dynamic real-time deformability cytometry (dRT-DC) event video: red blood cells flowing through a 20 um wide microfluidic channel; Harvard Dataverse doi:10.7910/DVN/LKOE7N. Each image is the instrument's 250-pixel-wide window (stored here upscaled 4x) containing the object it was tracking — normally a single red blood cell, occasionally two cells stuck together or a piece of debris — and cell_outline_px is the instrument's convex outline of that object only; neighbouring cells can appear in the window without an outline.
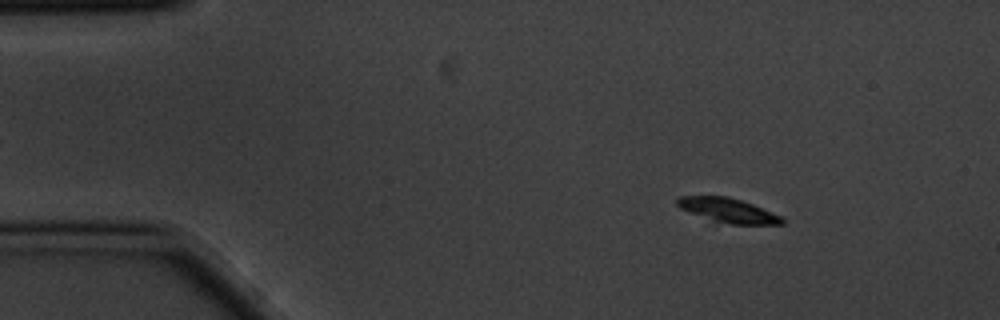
{"species": "common noctule bat (a hibernating species)", "species_latin": "Nyctalus noctula", "temperature_condition": "cold", "stored_images_in_passage": 7, "camera_frame_rate_fps": 3000, "um_per_image_px": 0.085, "animal": {"sex": "male", "body_mass_g": 20.1, "forearm_length_mm": 53.5}, "frame": {"image": 1, "passage_image": 3, "time_ms": 0.667, "image_size_px": [1000, 320], "cell_outline_px": [[784, 224], [732, 224], [712, 220], [688, 212], [680, 208], [676, 204], [676, 200], [680, 196], [728, 196], [752, 204], [780, 216], [784, 220]], "centroid_in_image_um": [61.85, 17.87], "position_along_channel_um": 23.2, "area_um2": 14.62}}
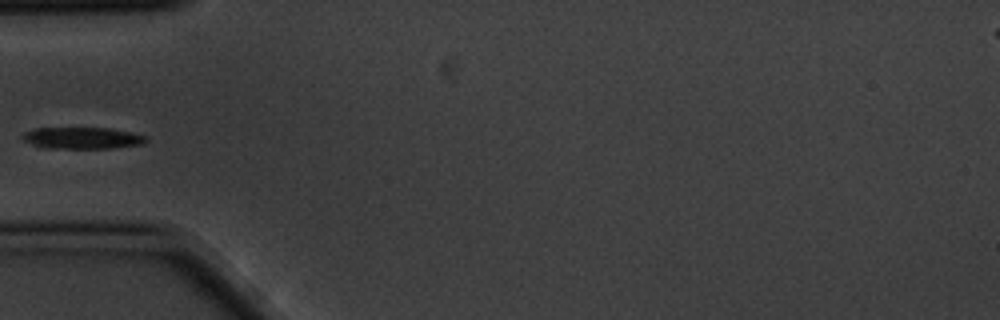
{"frame": {"image": 2, "passage_image": 6, "time_ms": 1.667, "image_size_px": [1000, 320], "cell_outline_px": [[148, 140], [144, 144], [112, 148], [40, 148], [24, 140], [20, 136], [24, 132], [36, 128], [112, 128], [132, 132], [148, 136]], "centroid_in_image_um": [7.03, 11.73], "position_along_channel_um": 78.0, "area_um2": 15.78}}